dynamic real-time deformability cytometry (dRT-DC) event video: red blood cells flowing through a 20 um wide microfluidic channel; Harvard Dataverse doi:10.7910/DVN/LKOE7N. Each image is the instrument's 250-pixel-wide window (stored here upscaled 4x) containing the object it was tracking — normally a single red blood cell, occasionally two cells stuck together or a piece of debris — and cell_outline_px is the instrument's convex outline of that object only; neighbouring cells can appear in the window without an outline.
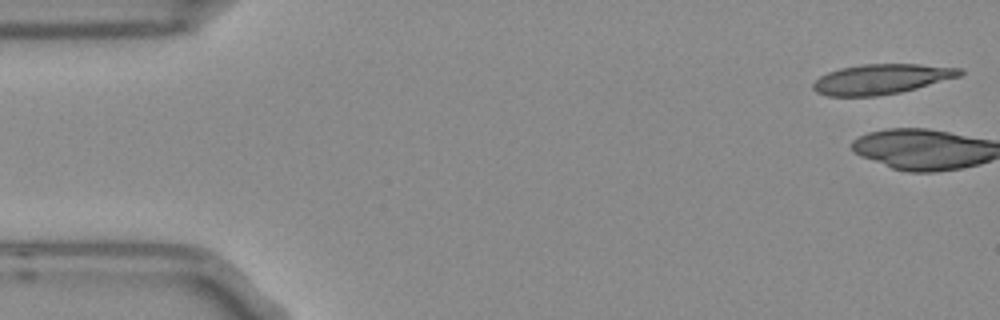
{"species": "Egyptian fruit bat (a non-hibernating species)", "species_latin": "Rousettus aegyptiacus", "temperature_condition": "room temperature", "stored_images_in_passage": 4, "camera_frame_rate_fps": 3000, "um_per_image_px": 0.085, "frame": {"image": 1, "passage_image": 1, "time_ms": 0.0, "image_size_px": [1000, 320], "cell_outline_px": [[964, 72], [960, 76], [916, 88], [900, 92], [876, 96], [828, 96], [816, 92], [812, 88], [812, 84], [820, 76], [828, 72], [840, 68], [860, 64], [920, 64], [964, 68]], "centroid_in_image_um": [74.92, 6.71], "position_along_channel_um": 10.1, "area_um2": 25.72}}